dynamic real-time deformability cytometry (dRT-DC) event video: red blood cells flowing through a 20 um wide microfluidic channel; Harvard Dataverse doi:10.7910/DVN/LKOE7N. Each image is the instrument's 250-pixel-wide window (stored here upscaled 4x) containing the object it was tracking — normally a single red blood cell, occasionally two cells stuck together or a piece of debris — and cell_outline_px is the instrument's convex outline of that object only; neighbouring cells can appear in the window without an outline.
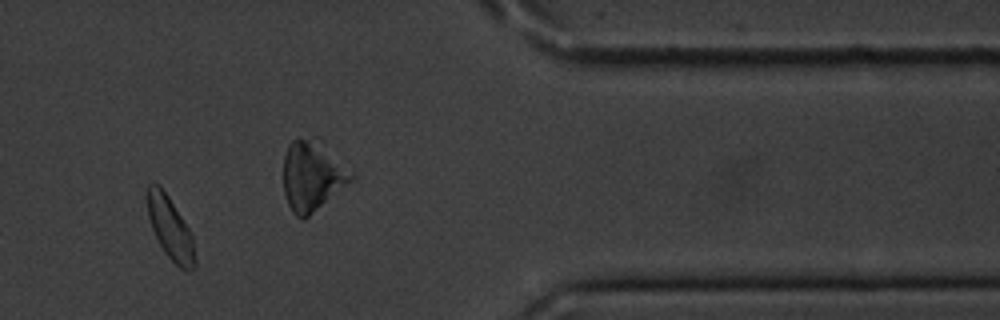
{"species": "common noctule bat (a hibernating species)", "species_latin": "Nyctalus noctula", "temperature_condition": "cold", "stored_images_in_passage": 15, "camera_frame_rate_fps": 3000, "um_per_image_px": 0.085, "animal": {"sex": "male", "body_mass_g": 20.1, "forearm_length_mm": 53.5}, "frame": {"image": 1, "passage_image": 13, "time_ms": 14.667, "image_size_px": [1000, 320], "cell_outline_px": [[196, 268], [180, 268], [168, 256], [160, 244], [152, 228], [148, 216], [144, 196], [148, 184], [152, 180], [160, 184], [192, 232], [196, 264]], "centroid_in_image_um": [14.43, 19.28], "position_along_channel_um": 397.0, "area_um2": 17.63}, "authors_computed_cell_mechanics": {"area_um2": 18.207, "velocity_mm_per_s": 3.4945, "shape_relaxation_time_tau1_ms": 1.7517, "shape_relaxation_time_tau2_ms": null, "deformation_change_tau1": 0.0486, "deformation_change_tau2": null}}